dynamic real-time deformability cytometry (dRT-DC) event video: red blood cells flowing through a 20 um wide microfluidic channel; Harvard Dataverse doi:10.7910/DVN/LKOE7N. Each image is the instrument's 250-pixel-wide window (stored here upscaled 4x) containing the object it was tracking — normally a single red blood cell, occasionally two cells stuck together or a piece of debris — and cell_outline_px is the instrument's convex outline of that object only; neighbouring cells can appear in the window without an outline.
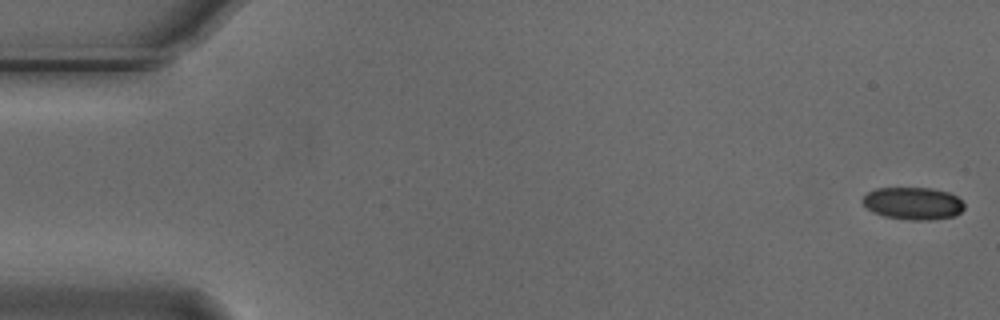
{"species": "Egyptian fruit bat (a non-hibernating species)", "species_latin": "Rousettus aegyptiacus", "temperature_condition": "cold", "stored_images_in_passage": 6, "camera_frame_rate_fps": 3000, "um_per_image_px": 0.085, "animal": {"sex": "male"}, "frame": {"image": 1, "passage_image": 1, "time_ms": 0.0, "image_size_px": [1000, 320], "cell_outline_px": [[964, 208], [956, 216], [928, 220], [912, 220], [884, 216], [872, 212], [860, 200], [868, 192], [876, 188], [932, 188], [948, 192], [956, 196], [964, 204]], "centroid_in_image_um": [77.6, 17.28], "position_along_channel_um": 7.4, "area_um2": 19.19}}
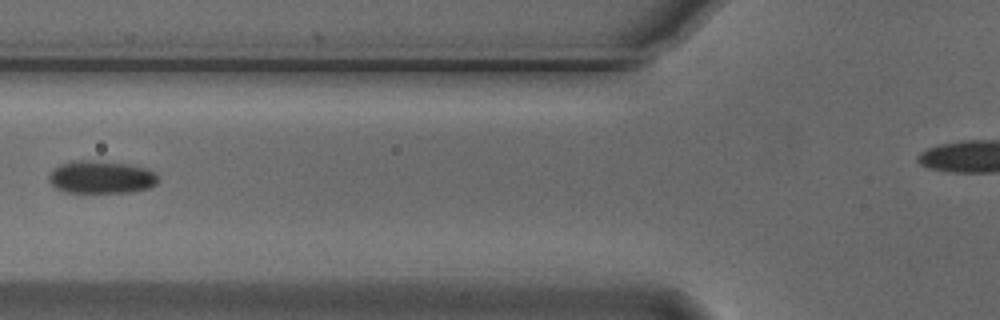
{"frame": {"image": 2, "passage_image": 6, "time_ms": 1.667, "image_size_px": [1000, 320], "cell_outline_px": [[160, 176], [156, 184], [148, 188], [128, 192], [64, 192], [56, 188], [48, 180], [48, 176], [60, 164], [72, 160], [92, 160], [132, 164], [148, 168], [156, 172]], "centroid_in_image_um": [8.64, 15.04], "position_along_channel_um": 117.2, "area_um2": 21.04}}